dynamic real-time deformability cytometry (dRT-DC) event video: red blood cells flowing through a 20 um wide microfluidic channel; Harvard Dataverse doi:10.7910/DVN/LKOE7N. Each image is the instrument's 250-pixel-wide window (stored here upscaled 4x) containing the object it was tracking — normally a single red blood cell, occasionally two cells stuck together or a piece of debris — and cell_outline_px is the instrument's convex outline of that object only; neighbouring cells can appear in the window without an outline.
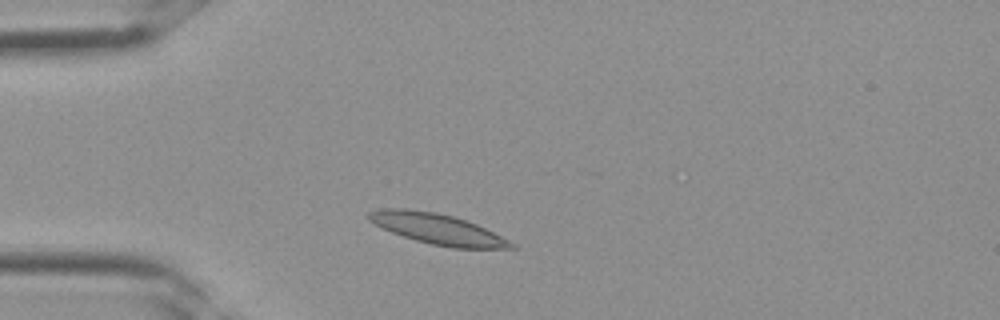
{"species": "Egyptian fruit bat (a non-hibernating species)", "species_latin": "Rousettus aegyptiacus", "temperature_condition": "room temperature", "stored_images_in_passage": 2, "camera_frame_rate_fps": 3000, "um_per_image_px": 0.085, "frame": {"image": 1, "passage_image": 1, "time_ms": 0.0, "image_size_px": [1000, 320], "cell_outline_px": [[516, 248], [452, 248], [432, 244], [416, 240], [392, 232], [368, 220], [368, 212], [380, 208], [404, 208], [436, 212], [452, 216], [476, 224], [516, 244]], "centroid_in_image_um": [37.16, 19.45], "position_along_channel_um": 47.8, "area_um2": 24.97}}